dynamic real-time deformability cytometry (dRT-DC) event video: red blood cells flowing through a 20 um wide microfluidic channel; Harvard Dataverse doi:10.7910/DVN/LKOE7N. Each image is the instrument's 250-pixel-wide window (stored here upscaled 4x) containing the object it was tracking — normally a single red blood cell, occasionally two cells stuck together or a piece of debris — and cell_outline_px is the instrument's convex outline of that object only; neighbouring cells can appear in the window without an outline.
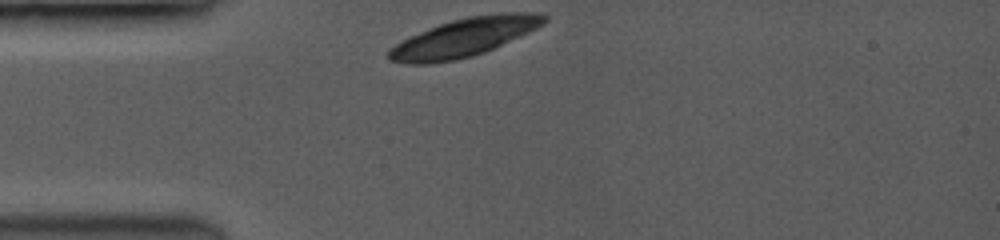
{"species": "common noctule bat (a hibernating species)", "species_latin": "Nyctalus noctula", "temperature_condition": "room temperature", "stored_images_in_passage": 9, "camera_frame_rate_fps": 3500, "um_per_image_px": 0.085, "animal": {"sex": "female", "body_mass_g": 19.0, "forearm_length_mm": 53.3}, "frame": {"image": 1, "passage_image": 1, "time_ms": 0.0, "image_size_px": [1000, 240], "cell_outline_px": [[548, 20], [544, 24], [536, 28], [484, 52], [472, 56], [452, 60], [424, 64], [412, 64], [388, 60], [388, 52], [396, 44], [420, 32], [440, 24], [452, 20], [468, 16], [508, 12], [544, 12], [548, 16]], "centroid_in_image_um": [39.52, 3.15], "position_along_channel_um": 45.5, "area_um2": 34.1}}